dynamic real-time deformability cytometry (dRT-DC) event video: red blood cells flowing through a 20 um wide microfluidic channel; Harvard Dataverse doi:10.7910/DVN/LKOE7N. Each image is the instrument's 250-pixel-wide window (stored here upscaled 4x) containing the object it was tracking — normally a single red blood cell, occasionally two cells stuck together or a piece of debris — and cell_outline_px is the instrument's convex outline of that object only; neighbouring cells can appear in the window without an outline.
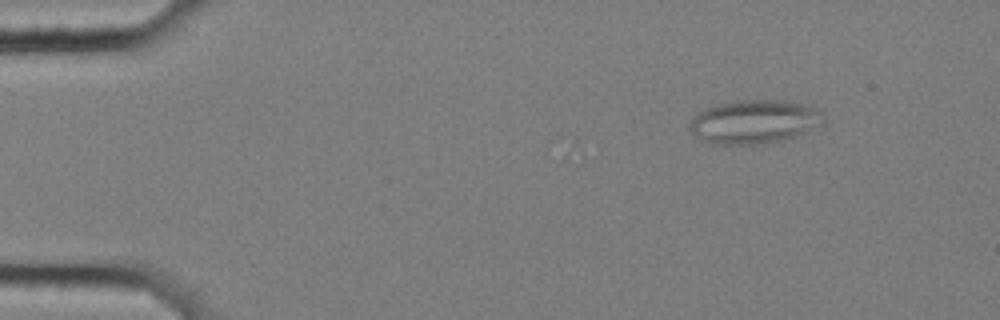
{"species": "common noctule bat (a hibernating species)", "species_latin": "Nyctalus noctula", "temperature_condition": "cold", "stored_images_in_passage": 4, "camera_frame_rate_fps": 3000, "um_per_image_px": 0.085, "animal": {"sex": "female", "body_mass_g": 25.1}, "frame": {"image": 1, "passage_image": 1, "time_ms": 0.0, "image_size_px": [1000, 320], "cell_outline_px": [[824, 124], [784, 140], [752, 144], [708, 144], [692, 132], [688, 128], [688, 124], [704, 108], [716, 104], [736, 100], [788, 100], [808, 104], [824, 112]], "centroid_in_image_um": [64.15, 10.33], "position_along_channel_um": 20.9, "area_um2": 34.33}}
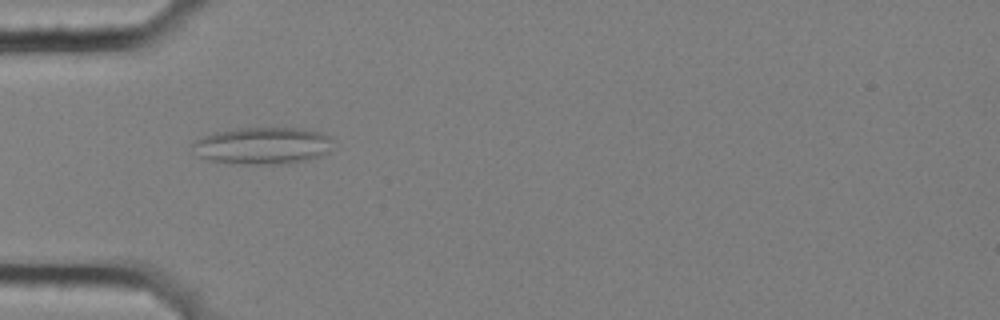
{"frame": {"image": 2, "passage_image": 3, "time_ms": 0.667, "image_size_px": [1000, 320], "cell_outline_px": [[332, 136], [328, 152], [320, 156], [308, 160], [288, 164], [244, 164], [208, 160], [200, 156], [192, 144], [196, 140], [204, 136], [216, 132], [236, 128], [300, 128], [320, 132]], "centroid_in_image_um": [22.37, 12.38], "position_along_channel_um": 62.6, "area_um2": 30.17}}